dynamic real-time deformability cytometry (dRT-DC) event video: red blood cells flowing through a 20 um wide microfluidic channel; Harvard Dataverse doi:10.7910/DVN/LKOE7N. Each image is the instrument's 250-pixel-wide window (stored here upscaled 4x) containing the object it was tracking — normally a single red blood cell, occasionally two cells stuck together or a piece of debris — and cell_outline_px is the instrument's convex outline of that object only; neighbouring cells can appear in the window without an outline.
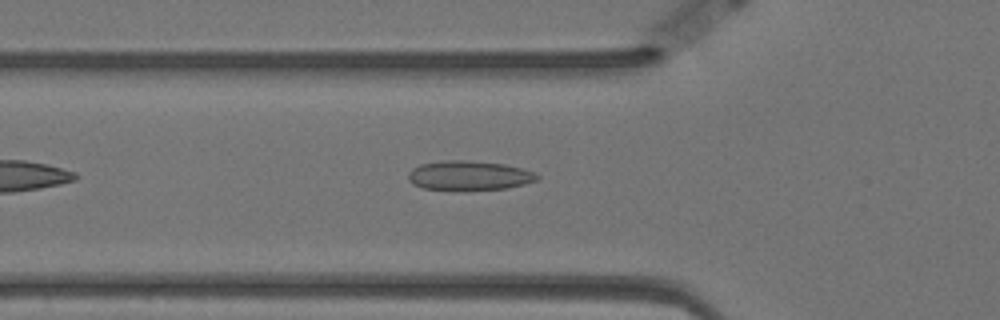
{"species": "Egyptian fruit bat (a non-hibernating species)", "species_latin": "Rousettus aegyptiacus", "temperature_condition": "warm", "stored_images_in_passage": 38, "camera_frame_rate_fps": 3000, "um_per_image_px": 0.085, "animal": {"sex": "female"}, "frame": {"image": 1, "passage_image": 2, "time_ms": 0.333, "image_size_px": [1000, 320], "cell_outline_px": [[540, 176], [536, 180], [524, 184], [508, 188], [424, 188], [412, 184], [408, 180], [408, 172], [412, 168], [420, 164], [448, 160], [468, 160], [504, 164], [524, 168]], "centroid_in_image_um": [39.87, 14.88], "position_along_channel_um": 85.9, "area_um2": 21.5}}
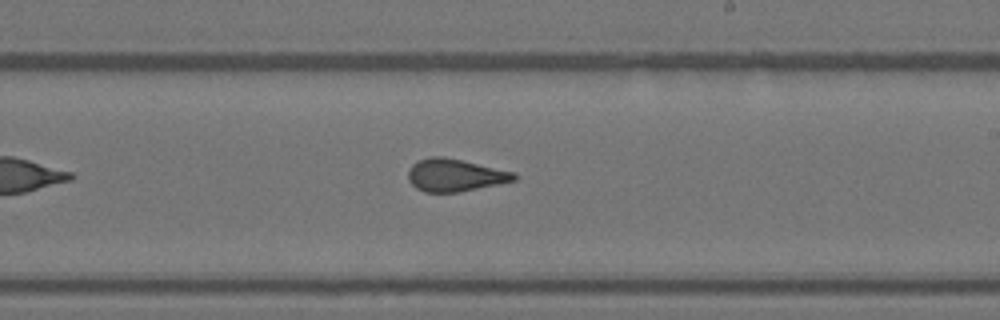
{"frame": {"image": 2, "passage_image": 16, "time_ms": 5.0, "image_size_px": [1000, 320], "cell_outline_px": [[520, 176], [516, 180], [460, 192], [424, 192], [416, 188], [408, 180], [408, 172], [412, 164], [416, 160], [432, 156], [444, 156], [516, 172]], "centroid_in_image_um": [38.68, 14.88], "position_along_channel_um": 250.3, "area_um2": 20.29}}
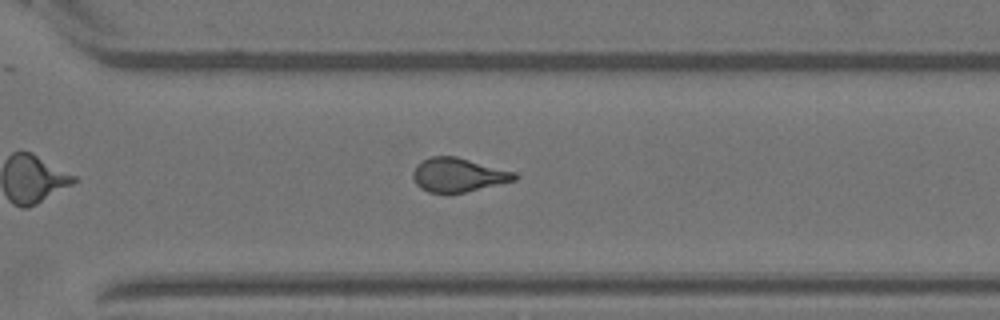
{"frame": {"image": 3, "passage_image": 23, "time_ms": 7.333, "image_size_px": [1000, 320], "cell_outline_px": [[516, 180], [464, 192], [428, 192], [420, 188], [416, 184], [412, 176], [412, 172], [416, 164], [432, 156], [456, 156], [516, 172]], "centroid_in_image_um": [38.92, 14.85], "position_along_channel_um": 331.7, "area_um2": 19.88}}